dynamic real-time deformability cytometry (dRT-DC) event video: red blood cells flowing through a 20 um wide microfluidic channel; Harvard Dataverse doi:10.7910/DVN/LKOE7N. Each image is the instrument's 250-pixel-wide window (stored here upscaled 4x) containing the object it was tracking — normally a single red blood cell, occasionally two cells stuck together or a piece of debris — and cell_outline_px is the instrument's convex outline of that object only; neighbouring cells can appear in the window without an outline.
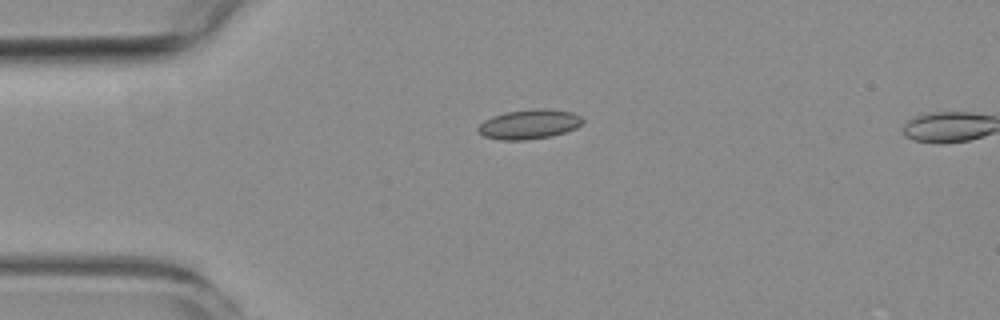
{"species": "common noctule bat (a hibernating species)", "species_latin": "Nyctalus noctula", "temperature_condition": "room temperature", "stored_images_in_passage": 2, "camera_frame_rate_fps": 3000, "um_per_image_px": 0.085, "animal": {"sex": "female", "body_mass_g": 19.3, "forearm_length_mm": 54.1}, "frame": {"image": 1, "passage_image": 1, "time_ms": 0.0, "image_size_px": [1000, 320], "cell_outline_px": [[584, 120], [576, 128], [552, 136], [524, 140], [504, 140], [484, 136], [476, 128], [484, 120], [492, 116], [504, 112], [532, 108], [544, 108], [572, 112], [580, 116]], "centroid_in_image_um": [44.97, 10.54], "position_along_channel_um": 40.0, "area_um2": 18.03}}